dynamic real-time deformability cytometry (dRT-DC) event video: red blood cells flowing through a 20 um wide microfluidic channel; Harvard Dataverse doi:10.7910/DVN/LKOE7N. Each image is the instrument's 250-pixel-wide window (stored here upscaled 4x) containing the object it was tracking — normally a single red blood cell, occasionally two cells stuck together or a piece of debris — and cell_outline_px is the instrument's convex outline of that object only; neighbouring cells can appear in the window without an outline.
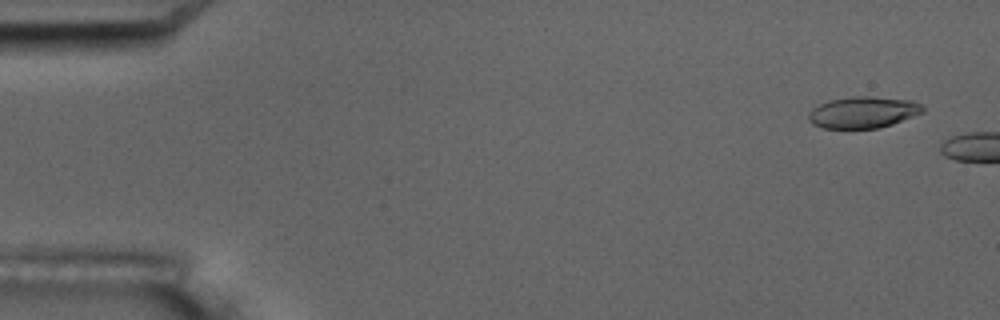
{"species": "common noctule bat (a hibernating species)", "species_latin": "Nyctalus noctula", "temperature_condition": "room temperature", "stored_images_in_passage": 2, "camera_frame_rate_fps": 3000, "um_per_image_px": 0.085, "animal": {"sex": "male", "body_mass_g": 17.5, "forearm_length_mm": 52.3}, "frame": {"image": 1, "passage_image": 1, "time_ms": 0.0, "image_size_px": [1000, 320], "cell_outline_px": [[924, 112], [892, 124], [880, 128], [824, 128], [812, 124], [808, 120], [808, 112], [812, 108], [828, 100], [852, 96], [868, 96], [916, 100], [924, 108]], "centroid_in_image_um": [73.36, 9.53], "position_along_channel_um": 11.6, "area_um2": 21.15}}